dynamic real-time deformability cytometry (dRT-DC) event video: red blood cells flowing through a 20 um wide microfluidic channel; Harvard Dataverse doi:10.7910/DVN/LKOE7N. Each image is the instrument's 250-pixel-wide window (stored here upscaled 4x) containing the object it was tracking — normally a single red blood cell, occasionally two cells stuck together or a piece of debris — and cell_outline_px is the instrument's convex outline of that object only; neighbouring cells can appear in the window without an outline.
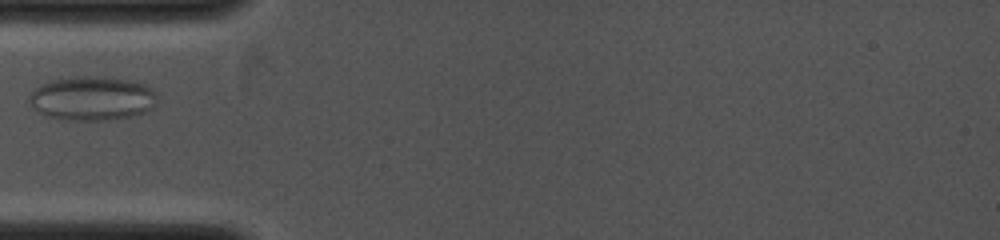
{"species": "common noctule bat (a hibernating species)", "species_latin": "Nyctalus noctula", "temperature_condition": "cold", "stored_images_in_passage": 3, "camera_frame_rate_fps": 4000, "um_per_image_px": 0.085, "animal": {"sex": "female", "body_mass_g": 19.0, "forearm_length_mm": 53.3}, "frame": {"image": 1, "passage_image": 1, "time_ms": 0.0, "image_size_px": [1000, 240], "cell_outline_px": [[156, 96], [152, 108], [144, 112], [132, 116], [108, 120], [68, 120], [44, 116], [32, 108], [28, 100], [28, 96], [36, 88], [44, 84], [56, 80], [132, 80], [144, 84], [152, 88], [156, 92]], "centroid_in_image_um": [7.83, 8.45], "position_along_channel_um": 77.2, "area_um2": 31.5}}
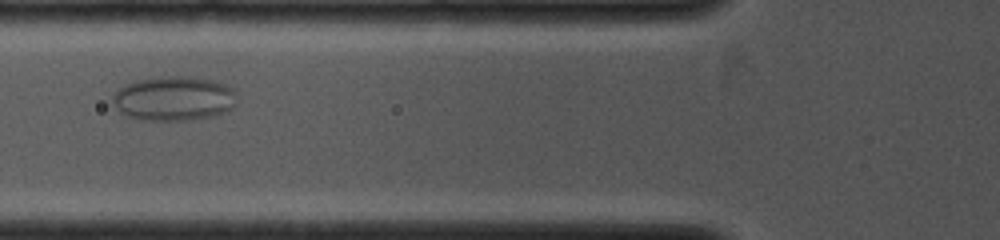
{"frame": {"image": 2, "passage_image": 2, "time_ms": 0.75, "image_size_px": [1000, 240], "cell_outline_px": [[232, 108], [208, 116], [188, 120], [144, 120], [124, 116], [116, 108], [112, 100], [112, 96], [124, 84], [136, 80], [160, 76], [188, 76], [212, 80], [224, 84], [232, 88]], "centroid_in_image_um": [14.66, 8.36], "position_along_channel_um": 111.1, "area_um2": 31.73}}